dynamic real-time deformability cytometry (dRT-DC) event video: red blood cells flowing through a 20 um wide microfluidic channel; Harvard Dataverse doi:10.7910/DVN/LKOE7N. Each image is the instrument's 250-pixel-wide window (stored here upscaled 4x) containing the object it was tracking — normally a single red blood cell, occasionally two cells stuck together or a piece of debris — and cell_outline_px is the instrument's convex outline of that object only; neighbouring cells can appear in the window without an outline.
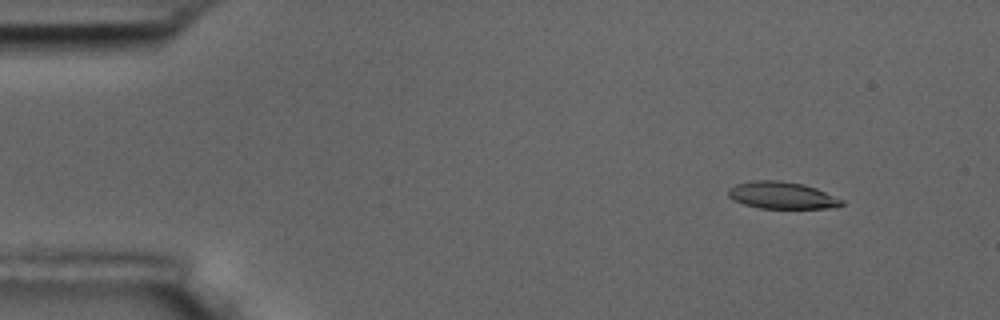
{"species": "common noctule bat (a hibernating species)", "species_latin": "Nyctalus noctula", "temperature_condition": "room temperature", "stored_images_in_passage": 3, "camera_frame_rate_fps": 3000, "um_per_image_px": 0.085, "animal": {"sex": "male", "body_mass_g": 17.5, "forearm_length_mm": 52.3}, "frame": {"image": 1, "passage_image": 1, "time_ms": 0.0, "image_size_px": [1000, 320], "cell_outline_px": [[844, 204], [836, 208], [760, 208], [744, 204], [728, 196], [728, 188], [736, 184], [752, 180], [780, 180], [804, 184], [816, 188], [844, 200]], "centroid_in_image_um": [66.49, 16.59], "position_along_channel_um": 18.5, "area_um2": 17.92}}